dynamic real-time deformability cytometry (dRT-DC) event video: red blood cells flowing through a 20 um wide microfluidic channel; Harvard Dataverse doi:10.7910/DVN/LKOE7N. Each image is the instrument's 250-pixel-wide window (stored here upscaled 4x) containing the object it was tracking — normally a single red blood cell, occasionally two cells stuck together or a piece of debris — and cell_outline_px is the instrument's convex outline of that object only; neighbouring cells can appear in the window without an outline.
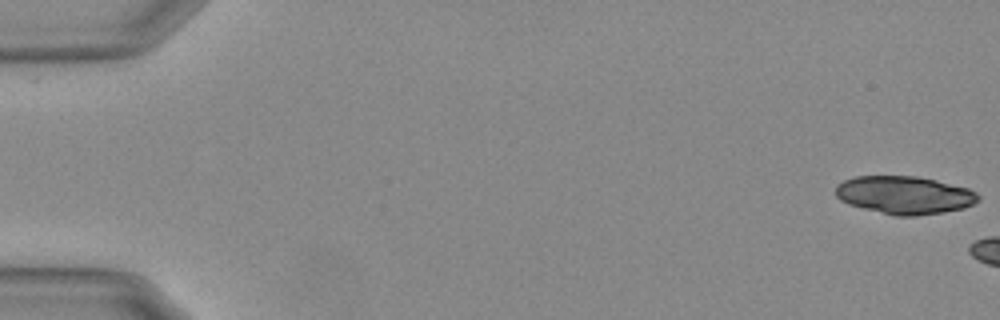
{"species": "Egyptian fruit bat (a non-hibernating species)", "species_latin": "Rousettus aegyptiacus", "temperature_condition": "warm", "stored_images_in_passage": 6, "camera_frame_rate_fps": 3000, "um_per_image_px": 0.085, "animal": {"sex": "female"}, "frame": {"image": 1, "passage_image": 1, "time_ms": 0.0, "image_size_px": [1000, 320], "cell_outline_px": [[980, 200], [964, 208], [944, 212], [916, 216], [896, 216], [848, 204], [840, 200], [836, 196], [836, 184], [844, 180], [856, 176], [916, 176], [936, 180], [968, 188], [976, 192], [980, 196]], "centroid_in_image_um": [76.89, 16.58], "position_along_channel_um": 8.1, "area_um2": 31.56}}